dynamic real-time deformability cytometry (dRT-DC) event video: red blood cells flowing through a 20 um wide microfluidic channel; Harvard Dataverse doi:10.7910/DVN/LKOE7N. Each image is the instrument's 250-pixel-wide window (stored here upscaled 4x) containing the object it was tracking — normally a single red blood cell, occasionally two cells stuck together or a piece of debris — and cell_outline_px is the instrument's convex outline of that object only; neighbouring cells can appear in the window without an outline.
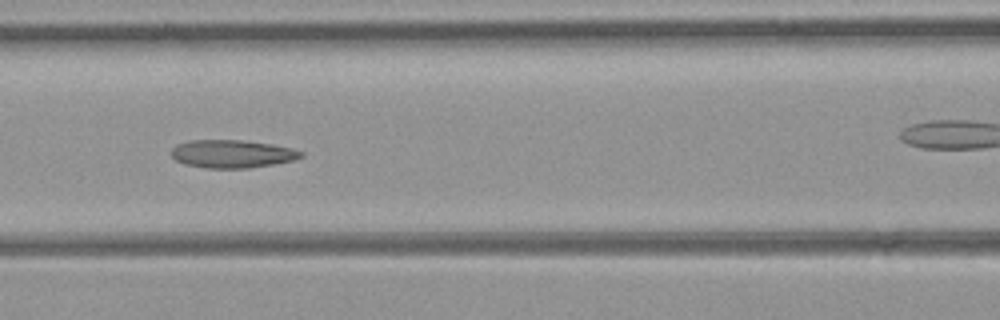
{"species": "common noctule bat (a hibernating species)", "species_latin": "Nyctalus noctula", "temperature_condition": "room temperature", "stored_images_in_passage": 8, "camera_frame_rate_fps": 3000, "um_per_image_px": 0.085, "animal": {"sex": "female", "body_mass_g": 21.9}, "frame": {"image": 1, "passage_image": 7, "time_ms": 2.0, "image_size_px": [1000, 320], "cell_outline_px": [[304, 156], [292, 160], [272, 164], [248, 168], [204, 168], [184, 164], [176, 160], [172, 156], [172, 148], [176, 144], [188, 140], [240, 140], [272, 144], [292, 148], [304, 152]], "centroid_in_image_um": [19.71, 13.07], "position_along_channel_um": 146.9, "area_um2": 21.15}}